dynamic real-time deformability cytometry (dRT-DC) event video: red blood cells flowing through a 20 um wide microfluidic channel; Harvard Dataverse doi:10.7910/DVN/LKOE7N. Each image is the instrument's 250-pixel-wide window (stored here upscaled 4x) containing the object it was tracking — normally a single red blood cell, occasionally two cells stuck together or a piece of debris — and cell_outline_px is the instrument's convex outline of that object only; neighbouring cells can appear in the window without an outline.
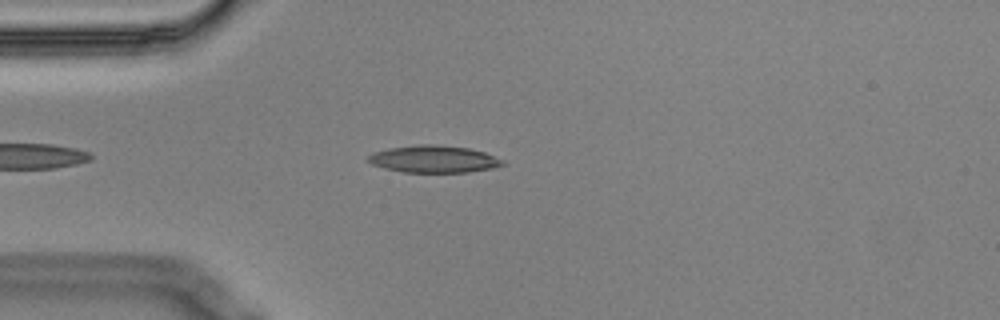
{"species": "Egyptian fruit bat (a non-hibernating species)", "species_latin": "Rousettus aegyptiacus", "temperature_condition": "cold", "stored_images_in_passage": 4, "camera_frame_rate_fps": 3000, "um_per_image_px": 0.085, "animal": {"sex": "male"}, "frame": {"image": 1, "passage_image": 4, "time_ms": 1.0, "image_size_px": [1000, 320], "cell_outline_px": [[504, 164], [492, 168], [468, 172], [404, 172], [384, 168], [372, 164], [368, 160], [368, 156], [376, 152], [388, 148], [420, 144], [432, 144], [468, 148], [484, 152], [504, 160]], "centroid_in_image_um": [36.88, 13.52], "position_along_channel_um": 48.1, "area_um2": 21.04}}